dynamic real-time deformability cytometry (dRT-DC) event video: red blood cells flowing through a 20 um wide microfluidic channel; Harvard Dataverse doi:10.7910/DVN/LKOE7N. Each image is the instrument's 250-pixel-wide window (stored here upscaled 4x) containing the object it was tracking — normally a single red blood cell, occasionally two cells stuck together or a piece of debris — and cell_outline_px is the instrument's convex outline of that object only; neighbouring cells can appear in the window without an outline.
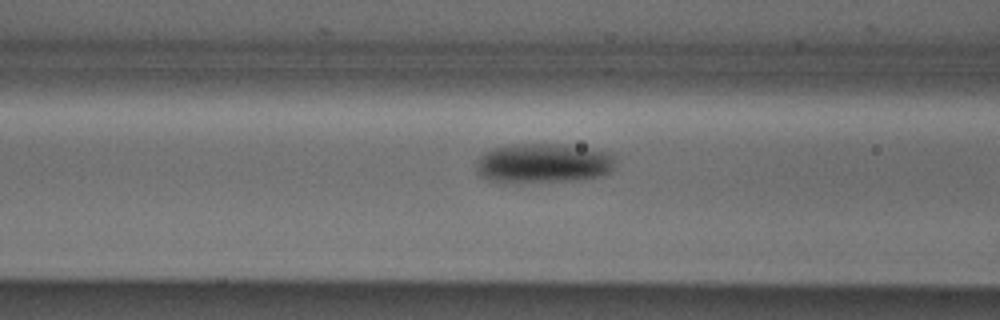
{"species": "Egyptian fruit bat (a non-hibernating species)", "species_latin": "Rousettus aegyptiacus", "temperature_condition": "cold", "stored_images_in_passage": 19, "camera_frame_rate_fps": 3000, "um_per_image_px": 0.085, "animal": {"sex": "male"}, "frame": {"image": 1, "passage_image": 17, "time_ms": 5.333, "image_size_px": [1000, 320], "cell_outline_px": [[612, 168], [608, 172], [596, 176], [576, 180], [504, 184], [488, 180], [480, 176], [476, 172], [476, 160], [484, 152], [492, 148], [512, 144], [560, 144], [604, 152], [612, 156]], "centroid_in_image_um": [46.0, 13.9], "position_along_channel_um": 120.6, "area_um2": 32.08}}